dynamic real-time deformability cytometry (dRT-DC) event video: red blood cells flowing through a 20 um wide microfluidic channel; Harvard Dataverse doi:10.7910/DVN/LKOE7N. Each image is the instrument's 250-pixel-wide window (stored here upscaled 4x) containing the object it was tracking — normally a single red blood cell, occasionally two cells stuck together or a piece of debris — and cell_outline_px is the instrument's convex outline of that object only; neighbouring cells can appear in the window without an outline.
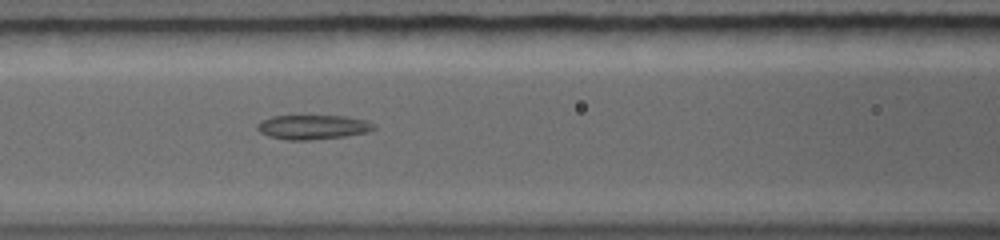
{"species": "common noctule bat (a hibernating species)", "species_latin": "Nyctalus noctula", "temperature_condition": "warm", "stored_images_in_passage": 7, "segment_of_instrument_passage": [2, 2], "camera_frame_rate_fps": 5000, "um_per_image_px": 0.085, "animal": {"sex": "female", "body_mass_g": 19.0, "forearm_length_mm": 56.7}, "frame": {"image": 1, "passage_image": 6, "time_ms": 4.0, "image_size_px": [1000, 240], "cell_outline_px": [[376, 128], [368, 132], [348, 136], [312, 140], [288, 140], [268, 136], [260, 132], [256, 128], [256, 124], [260, 120], [272, 116], [344, 116], [364, 120], [372, 124]], "centroid_in_image_um": [26.55, 10.81], "position_along_channel_um": 140.1, "area_um2": 16.65}}
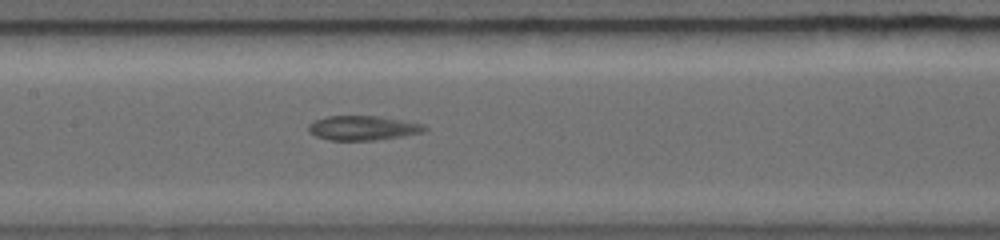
{"frame": {"image": 2, "passage_image": 7, "time_ms": 4.8, "image_size_px": [1000, 240], "cell_outline_px": [[428, 128], [424, 132], [376, 140], [328, 140], [316, 136], [308, 132], [308, 124], [316, 120], [328, 116], [380, 116], [424, 124]], "centroid_in_image_um": [30.84, 10.87], "position_along_channel_um": 176.6, "area_um2": 16.53}}